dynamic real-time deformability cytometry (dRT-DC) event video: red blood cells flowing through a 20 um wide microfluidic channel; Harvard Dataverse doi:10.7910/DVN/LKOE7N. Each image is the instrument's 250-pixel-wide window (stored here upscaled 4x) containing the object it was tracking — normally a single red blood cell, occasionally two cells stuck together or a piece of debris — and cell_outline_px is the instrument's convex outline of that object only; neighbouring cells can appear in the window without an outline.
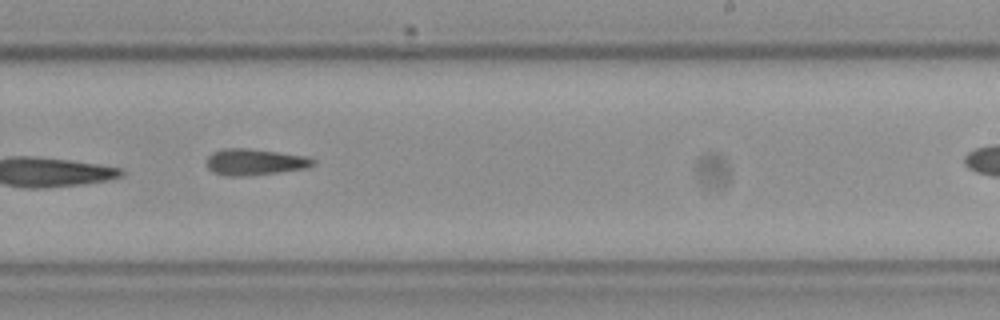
{"species": "Egyptian fruit bat (a non-hibernating species)", "species_latin": "Rousettus aegyptiacus", "temperature_condition": "cold", "stored_images_in_passage": 15, "camera_frame_rate_fps": 3000, "um_per_image_px": 0.085, "frame": {"image": 1, "passage_image": 9, "time_ms": 2.667, "image_size_px": [1000, 320], "cell_outline_px": [[316, 164], [308, 168], [244, 176], [224, 176], [212, 172], [208, 168], [208, 156], [212, 152], [224, 148], [248, 148], [308, 156], [316, 160]], "centroid_in_image_um": [21.68, 13.76], "position_along_channel_um": 267.3, "area_um2": 16.42}}